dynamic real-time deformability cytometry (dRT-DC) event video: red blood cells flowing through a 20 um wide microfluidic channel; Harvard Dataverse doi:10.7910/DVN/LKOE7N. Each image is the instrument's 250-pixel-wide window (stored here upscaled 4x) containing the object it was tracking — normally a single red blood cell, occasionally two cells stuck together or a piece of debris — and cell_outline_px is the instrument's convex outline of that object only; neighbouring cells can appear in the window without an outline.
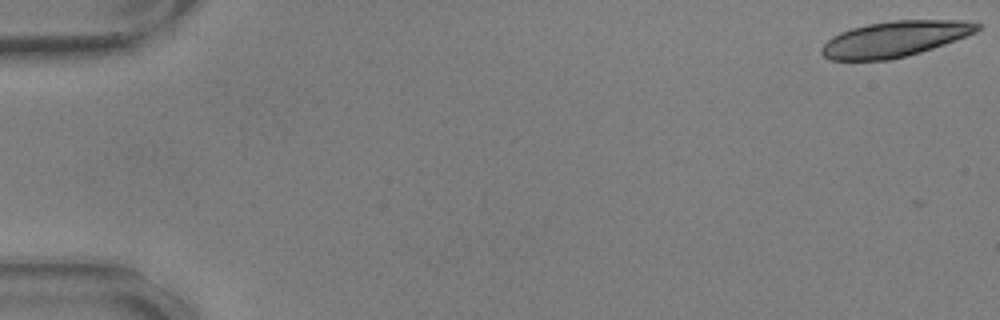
{"species": "common noctule bat (a hibernating species)", "species_latin": "Nyctalus noctula", "temperature_condition": "warm", "stored_images_in_passage": 5, "camera_frame_rate_fps": 3000, "um_per_image_px": 0.085, "animal": {"sex": "male", "body_mass_g": 17.9, "forearm_length_mm": 54.2}, "frame": {"image": 1, "passage_image": 3, "time_ms": 0.667, "image_size_px": [1000, 320], "cell_outline_px": [[984, 24], [976, 32], [956, 40], [920, 52], [888, 60], [828, 60], [820, 52], [820, 48], [832, 36], [840, 32], [852, 28], [868, 24], [892, 20], [964, 20]], "centroid_in_image_um": [76.06, 3.3], "position_along_channel_um": 8.9, "area_um2": 32.37}}